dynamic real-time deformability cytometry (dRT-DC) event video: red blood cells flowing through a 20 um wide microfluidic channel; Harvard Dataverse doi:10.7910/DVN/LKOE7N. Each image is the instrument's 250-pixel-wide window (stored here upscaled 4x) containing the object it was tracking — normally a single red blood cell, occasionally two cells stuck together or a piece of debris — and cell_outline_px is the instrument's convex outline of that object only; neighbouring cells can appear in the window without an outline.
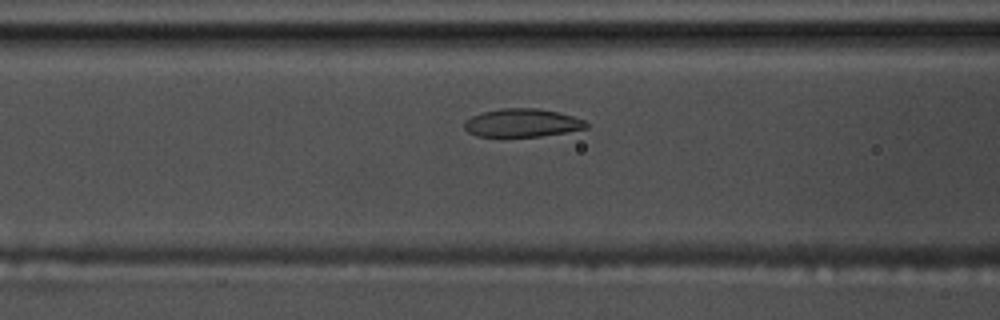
{"species": "common noctule bat (a hibernating species)", "species_latin": "Nyctalus noctula", "temperature_condition": "warm", "stored_images_in_passage": 35, "camera_frame_rate_fps": 3000, "um_per_image_px": 0.085, "animal": {"sex": "male", "body_mass_g": 17.5, "forearm_length_mm": 52.3}, "frame": {"image": 1, "passage_image": 5, "time_ms": 1.333, "image_size_px": [1000, 320], "cell_outline_px": [[588, 128], [540, 136], [476, 136], [468, 132], [464, 128], [464, 120], [480, 112], [504, 108], [540, 108], [560, 112], [584, 120], [588, 124]], "centroid_in_image_um": [44.36, 10.43], "position_along_channel_um": 122.2, "area_um2": 20.06}}
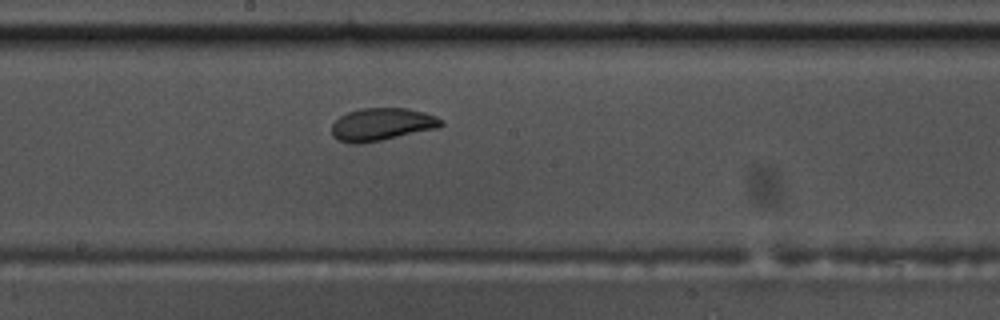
{"frame": {"image": 2, "passage_image": 13, "time_ms": 4.0, "image_size_px": [1000, 320], "cell_outline_px": [[444, 124], [440, 128], [360, 144], [352, 144], [340, 140], [332, 136], [332, 124], [340, 116], [348, 112], [364, 108], [408, 108], [424, 112], [436, 116], [444, 120]], "centroid_in_image_um": [32.49, 10.57], "position_along_channel_um": 215.7, "area_um2": 20.87}}
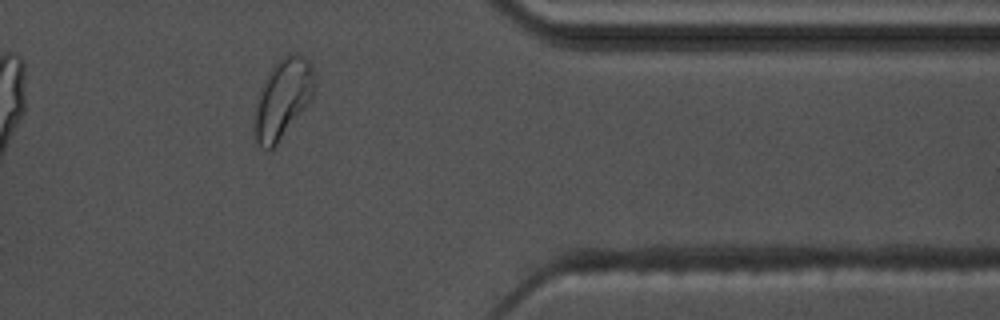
{"frame": {"image": 3, "passage_image": 29, "time_ms": 9.333, "image_size_px": [1000, 320], "cell_outline_px": [[316, 84], [312, 100], [276, 144], [272, 148], [260, 148], [256, 140], [252, 128], [256, 104], [260, 92], [272, 68], [288, 52], [296, 52], [304, 56], [312, 64], [316, 80]], "centroid_in_image_um": [24.07, 8.37], "position_along_channel_um": 387.3, "area_um2": 27.74}}